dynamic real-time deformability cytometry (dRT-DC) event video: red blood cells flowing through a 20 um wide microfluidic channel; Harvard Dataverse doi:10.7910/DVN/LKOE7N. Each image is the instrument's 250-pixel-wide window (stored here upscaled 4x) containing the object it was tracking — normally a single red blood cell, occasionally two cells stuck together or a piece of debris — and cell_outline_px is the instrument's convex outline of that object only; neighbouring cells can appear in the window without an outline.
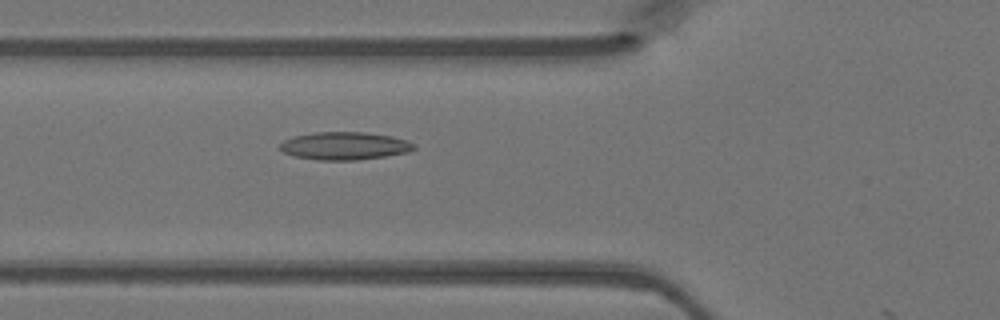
{"species": "Egyptian fruit bat (a non-hibernating species)", "species_latin": "Rousettus aegyptiacus", "temperature_condition": "warm", "stored_images_in_passage": 9, "camera_frame_rate_fps": 3000, "um_per_image_px": 0.085, "animal": {"sex": "female"}, "frame": {"image": 1, "passage_image": 8, "time_ms": 2.333, "image_size_px": [1000, 320], "cell_outline_px": [[416, 148], [408, 152], [384, 156], [356, 160], [316, 160], [292, 156], [284, 152], [280, 148], [280, 144], [284, 140], [292, 136], [312, 132], [364, 132], [392, 136], [416, 144]], "centroid_in_image_um": [29.26, 12.4], "position_along_channel_um": 96.5, "area_um2": 21.79}}